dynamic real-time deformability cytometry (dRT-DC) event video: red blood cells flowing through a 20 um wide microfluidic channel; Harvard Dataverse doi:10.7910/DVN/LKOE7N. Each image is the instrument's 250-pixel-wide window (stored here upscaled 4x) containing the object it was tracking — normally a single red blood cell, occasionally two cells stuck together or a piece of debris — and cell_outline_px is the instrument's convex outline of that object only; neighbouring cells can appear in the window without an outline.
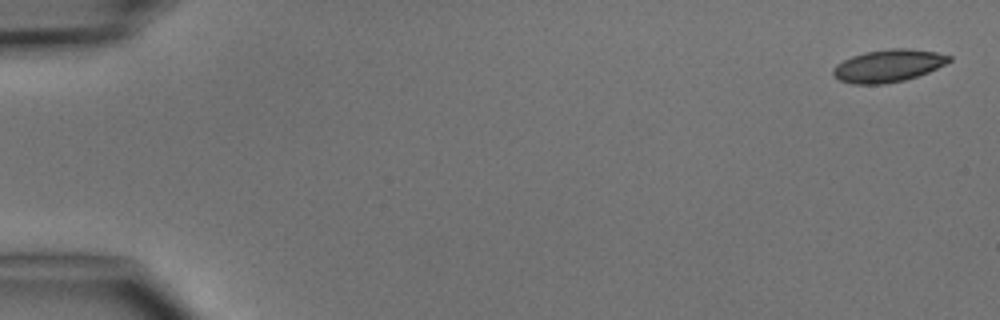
{"species": "common noctule bat (a hibernating species)", "species_latin": "Nyctalus noctula", "temperature_condition": "cold", "stored_images_in_passage": 3, "camera_frame_rate_fps": 3000, "um_per_image_px": 0.085, "animal": {"sex": "male", "body_mass_g": 15.6}, "frame": {"image": 1, "passage_image": 1, "time_ms": 0.0, "image_size_px": [1000, 320], "cell_outline_px": [[952, 60], [928, 72], [904, 80], [884, 84], [852, 84], [840, 80], [832, 72], [832, 68], [836, 64], [852, 56], [864, 52], [888, 48], [908, 48], [936, 52], [952, 56]], "centroid_in_image_um": [75.49, 5.58], "position_along_channel_um": 9.5, "area_um2": 21.91}}